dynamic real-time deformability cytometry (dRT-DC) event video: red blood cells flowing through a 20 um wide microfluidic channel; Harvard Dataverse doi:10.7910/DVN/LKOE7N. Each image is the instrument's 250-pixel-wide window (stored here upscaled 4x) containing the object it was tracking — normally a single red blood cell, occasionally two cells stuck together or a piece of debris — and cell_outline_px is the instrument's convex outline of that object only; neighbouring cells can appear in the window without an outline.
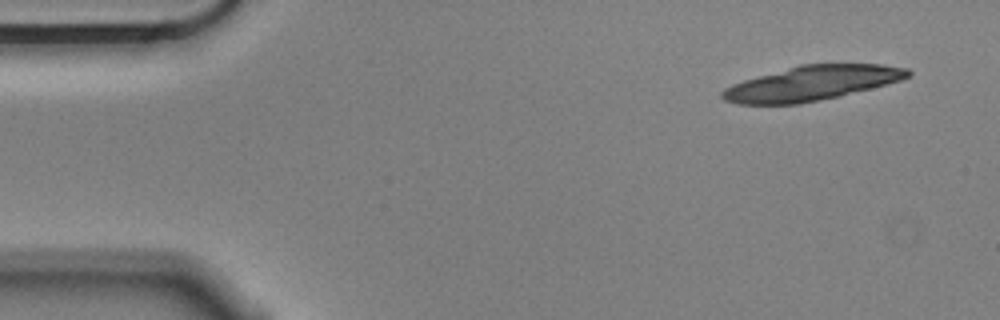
{"species": "Egyptian fruit bat (a non-hibernating species)", "species_latin": "Rousettus aegyptiacus", "temperature_condition": "cold", "stored_images_in_passage": 17, "camera_frame_rate_fps": 3000, "um_per_image_px": 0.085, "animal": {"sex": "male"}, "frame": {"image": 1, "passage_image": 3, "time_ms": 0.667, "image_size_px": [1000, 320], "cell_outline_px": [[912, 72], [908, 76], [900, 80], [840, 96], [820, 100], [796, 104], [736, 104], [724, 100], [720, 96], [720, 92], [724, 88], [732, 84], [744, 80], [800, 64], [884, 64], [908, 68]], "centroid_in_image_um": [68.97, 7.07], "position_along_channel_um": 16.0, "area_um2": 37.28}}